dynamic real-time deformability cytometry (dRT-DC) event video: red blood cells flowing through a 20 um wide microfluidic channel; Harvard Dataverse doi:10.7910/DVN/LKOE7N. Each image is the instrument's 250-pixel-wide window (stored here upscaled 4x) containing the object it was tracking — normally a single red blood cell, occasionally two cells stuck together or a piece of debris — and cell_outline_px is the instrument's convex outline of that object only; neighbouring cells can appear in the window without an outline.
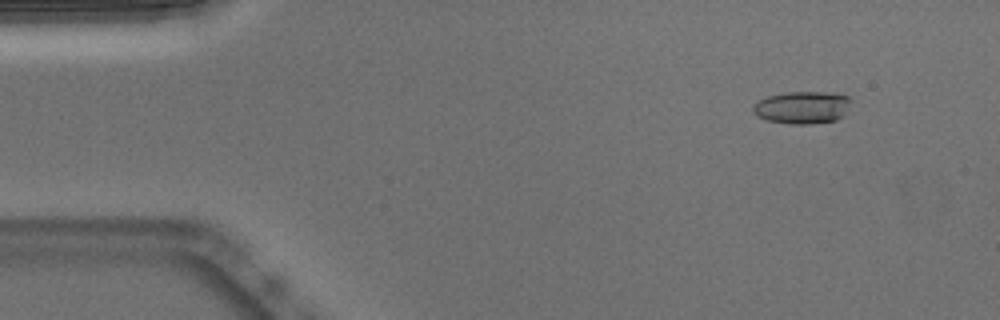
{"species": "Egyptian fruit bat (a non-hibernating species)", "species_latin": "Rousettus aegyptiacus", "temperature_condition": "warm", "stored_images_in_passage": 16, "camera_frame_rate_fps": 3000, "um_per_image_px": 0.085, "animal": {"sex": "male"}, "frame": {"image": 1, "passage_image": 5, "time_ms": 1.333, "image_size_px": [1000, 320], "cell_outline_px": [[852, 100], [844, 116], [836, 120], [808, 124], [788, 124], [768, 120], [756, 116], [752, 112], [752, 108], [760, 100], [768, 96], [788, 92], [836, 92], [848, 96]], "centroid_in_image_um": [68.24, 9.13], "position_along_channel_um": 16.8, "area_um2": 18.67}}